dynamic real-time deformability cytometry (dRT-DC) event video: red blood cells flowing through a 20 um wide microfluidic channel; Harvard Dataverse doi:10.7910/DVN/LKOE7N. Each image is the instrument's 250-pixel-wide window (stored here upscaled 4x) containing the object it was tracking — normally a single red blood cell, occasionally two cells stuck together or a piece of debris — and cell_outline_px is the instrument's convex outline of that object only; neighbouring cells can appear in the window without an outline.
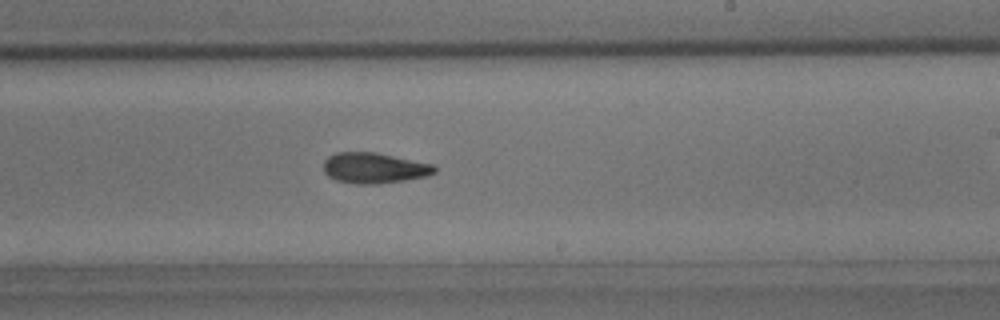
{"species": "common noctule bat (a hibernating species)", "species_latin": "Nyctalus noctula", "temperature_condition": "room temperature", "stored_images_in_passage": 34, "camera_frame_rate_fps": 3000, "um_per_image_px": 0.085, "animal": {"sex": "male", "body_mass_g": 15.6}, "frame": {"image": 1, "passage_image": 25, "time_ms": 8.0, "image_size_px": [1000, 320], "cell_outline_px": [[436, 172], [428, 176], [404, 180], [376, 184], [356, 184], [336, 180], [328, 176], [324, 172], [324, 160], [328, 156], [336, 152], [372, 152], [432, 164], [436, 168]], "centroid_in_image_um": [31.77, 14.29], "position_along_channel_um": 257.2, "area_um2": 19.65}}